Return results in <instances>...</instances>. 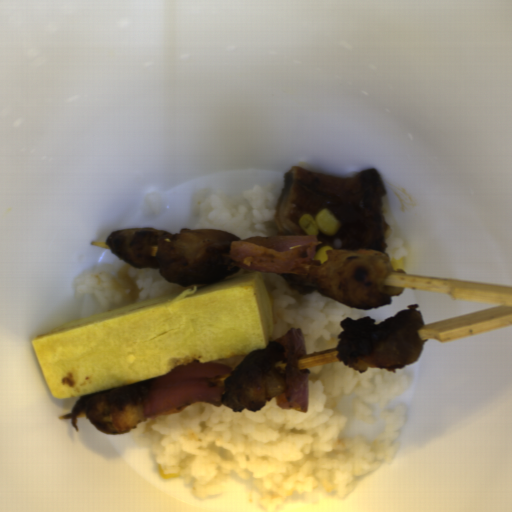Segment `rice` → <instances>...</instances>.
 Segmentation results:
<instances>
[{"label":"rice","instance_id":"rice-1","mask_svg":"<svg viewBox=\"0 0 512 512\" xmlns=\"http://www.w3.org/2000/svg\"><path fill=\"white\" fill-rule=\"evenodd\" d=\"M306 369V412L278 408L276 396L259 411L193 403L140 421L131 435L166 475L180 474L194 498L221 493L224 478L236 476L259 489L256 503L267 512L316 488L341 499L358 477L396 460L408 407L403 402L388 411L386 405L415 375L404 366L355 372L341 361ZM352 392L351 413L359 420L373 423L369 407L380 406L385 426L375 439L338 435L345 419L334 402Z\"/></svg>","mask_w":512,"mask_h":512},{"label":"rice","instance_id":"rice-2","mask_svg":"<svg viewBox=\"0 0 512 512\" xmlns=\"http://www.w3.org/2000/svg\"><path fill=\"white\" fill-rule=\"evenodd\" d=\"M271 298L273 327L268 342H274L290 328L303 334L306 355L337 347L341 321L369 317L367 309L336 302L318 292L299 294L288 289L277 273H260Z\"/></svg>","mask_w":512,"mask_h":512},{"label":"rice","instance_id":"rice-3","mask_svg":"<svg viewBox=\"0 0 512 512\" xmlns=\"http://www.w3.org/2000/svg\"><path fill=\"white\" fill-rule=\"evenodd\" d=\"M282 188L272 181L254 185L239 196H230L220 187L200 188L191 197V208L199 213L193 230H218L241 241L249 237H279L275 217Z\"/></svg>","mask_w":512,"mask_h":512},{"label":"rice","instance_id":"rice-4","mask_svg":"<svg viewBox=\"0 0 512 512\" xmlns=\"http://www.w3.org/2000/svg\"><path fill=\"white\" fill-rule=\"evenodd\" d=\"M74 285L76 296L93 294L101 312L186 289L165 280L159 269L137 268L121 259L83 272Z\"/></svg>","mask_w":512,"mask_h":512},{"label":"rice","instance_id":"rice-5","mask_svg":"<svg viewBox=\"0 0 512 512\" xmlns=\"http://www.w3.org/2000/svg\"><path fill=\"white\" fill-rule=\"evenodd\" d=\"M386 245H387V249H386L385 253L389 257L390 262L393 258H395V259L403 258L404 259L406 257L407 251L404 246V242L402 240H398V239H395V238L389 236Z\"/></svg>","mask_w":512,"mask_h":512},{"label":"rice","instance_id":"rice-6","mask_svg":"<svg viewBox=\"0 0 512 512\" xmlns=\"http://www.w3.org/2000/svg\"><path fill=\"white\" fill-rule=\"evenodd\" d=\"M244 356L226 359V360H222V361H218V362L228 366L233 371L238 366V364L241 362V360L244 358Z\"/></svg>","mask_w":512,"mask_h":512},{"label":"rice","instance_id":"rice-7","mask_svg":"<svg viewBox=\"0 0 512 512\" xmlns=\"http://www.w3.org/2000/svg\"><path fill=\"white\" fill-rule=\"evenodd\" d=\"M250 272H257V271H250V270H245V269H239L237 272L225 277L224 279H227V278H230V277H234V276H238V275H242V274H246V273H250ZM222 279V280H224Z\"/></svg>","mask_w":512,"mask_h":512}]
</instances>
